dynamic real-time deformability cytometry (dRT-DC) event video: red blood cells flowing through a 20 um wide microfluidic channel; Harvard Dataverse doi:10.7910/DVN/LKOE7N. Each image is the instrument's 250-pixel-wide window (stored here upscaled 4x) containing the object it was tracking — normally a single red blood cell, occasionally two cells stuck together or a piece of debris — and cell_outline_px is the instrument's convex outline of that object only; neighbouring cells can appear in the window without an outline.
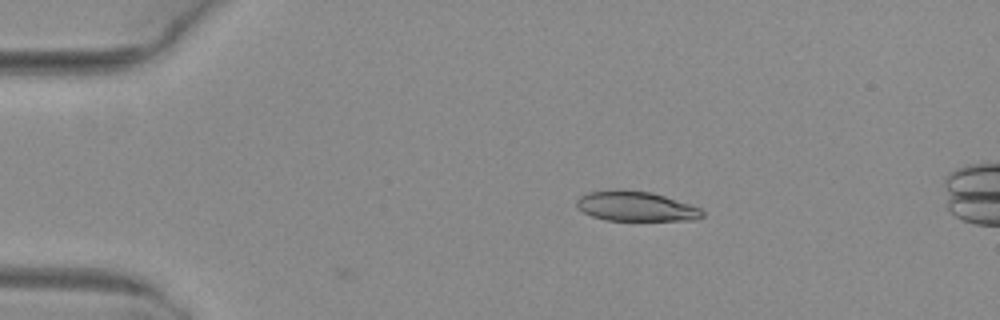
{"species": "common noctule bat (a hibernating species)", "species_latin": "Nyctalus noctula", "temperature_condition": "warm", "stored_images_in_passage": 5, "camera_frame_rate_fps": 3000, "um_per_image_px": 0.085, "animal": {"sex": "female", "body_mass_g": 29.2, "forearm_length_mm": 56.3}, "frame": {"image": 1, "passage_image": 2, "time_ms": 0.333, "image_size_px": [1000, 320], "cell_outline_px": [[704, 216], [696, 220], [604, 220], [592, 216], [584, 212], [576, 204], [576, 200], [580, 196], [588, 192], [624, 188], [652, 192], [700, 208], [704, 212]], "centroid_in_image_um": [54.04, 17.52], "position_along_channel_um": 31.0, "area_um2": 21.91}}
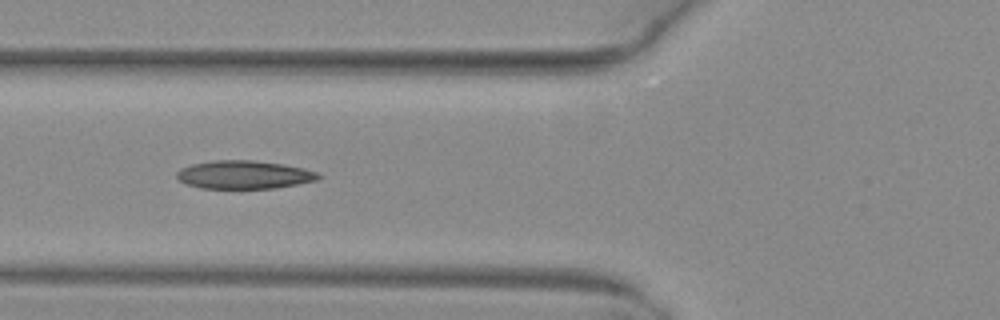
{"frame": {"image": 2, "passage_image": 5, "time_ms": 1.333, "image_size_px": [1000, 320], "cell_outline_px": [[320, 176], [316, 180], [276, 188], [200, 188], [188, 184], [180, 180], [176, 176], [176, 172], [180, 168], [192, 164], [212, 160], [252, 160], [280, 164], [304, 168], [316, 172]], "centroid_in_image_um": [20.7, 14.84], "position_along_channel_um": 105.1, "area_um2": 23.06}}